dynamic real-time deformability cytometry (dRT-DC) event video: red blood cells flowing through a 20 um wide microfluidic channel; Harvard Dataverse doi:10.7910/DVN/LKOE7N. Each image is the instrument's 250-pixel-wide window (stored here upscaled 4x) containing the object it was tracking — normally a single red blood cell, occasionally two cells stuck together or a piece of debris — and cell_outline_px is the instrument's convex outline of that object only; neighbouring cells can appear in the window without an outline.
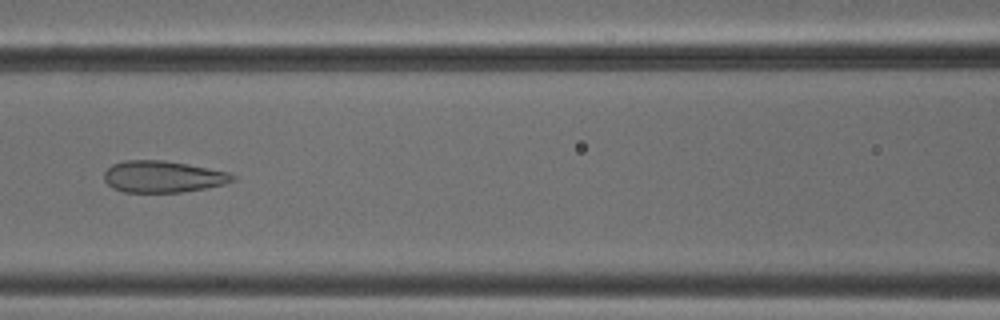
{"species": "common noctule bat (a hibernating species)", "species_latin": "Nyctalus noctula", "temperature_condition": "cold", "stored_images_in_passage": 41, "camera_frame_rate_fps": 3000, "um_per_image_px": 0.085, "animal": {"sex": "male", "body_mass_g": 18.8}, "frame": {"image": 1, "passage_image": 13, "time_ms": 4.0, "image_size_px": [1000, 320], "cell_outline_px": [[236, 180], [224, 184], [184, 192], [124, 192], [112, 188], [104, 180], [104, 172], [112, 164], [124, 160], [164, 160], [188, 164], [228, 172], [236, 176]], "centroid_in_image_um": [13.83, 15.01], "position_along_channel_um": 152.8, "area_um2": 23.76}}
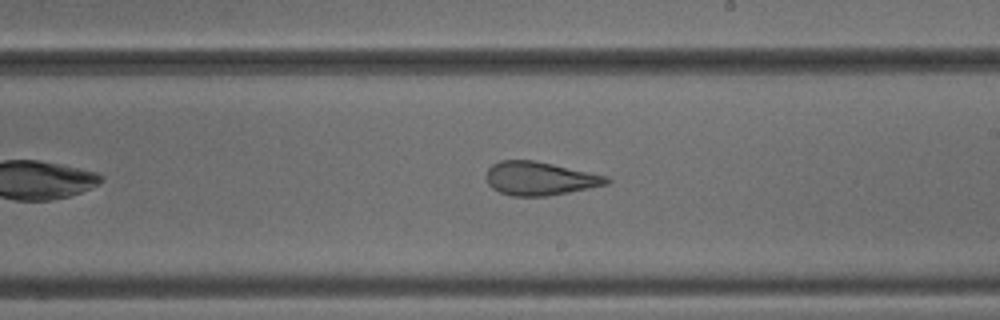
{"frame": {"image": 2, "passage_image": 20, "time_ms": 6.333, "image_size_px": [1000, 320], "cell_outline_px": [[612, 180], [608, 184], [548, 196], [512, 196], [500, 192], [492, 188], [488, 184], [488, 168], [492, 164], [500, 160], [532, 160], [552, 164], [608, 176]], "centroid_in_image_um": [45.89, 15.17], "position_along_channel_um": 243.1, "area_um2": 23.29}}
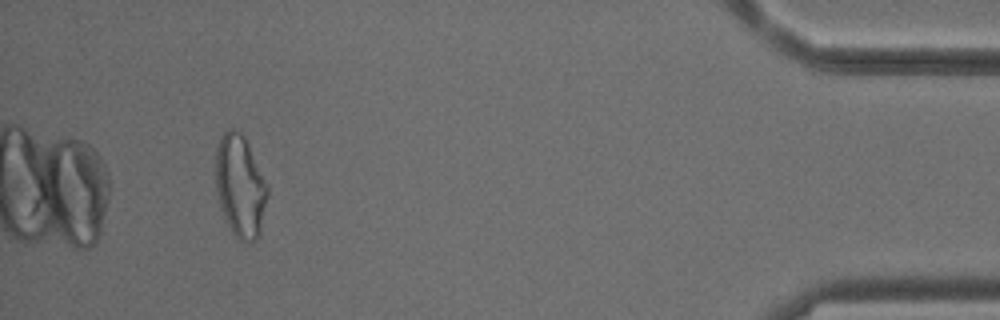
{"frame": {"image": 3, "passage_image": 38, "time_ms": 12.333, "image_size_px": [1000, 320], "cell_outline_px": [[268, 196], [260, 236], [256, 240], [248, 244], [244, 244], [232, 232], [224, 220], [220, 208], [216, 188], [216, 148], [220, 136], [228, 128], [232, 128], [240, 132], [244, 136], [268, 184]], "centroid_in_image_um": [20.43, 15.87], "position_along_channel_um": 414.8, "area_um2": 31.44}, "authors_computed_cell_mechanics": {"area_um2": 26.0678, "velocity_mm_per_s": 3.8875, "shape_relaxation_time_tau1_ms": null, "shape_relaxation_time_tau2_ms": 1.8133, "deformation_change_tau1": null, "deformation_change_tau2": 0.1049}}